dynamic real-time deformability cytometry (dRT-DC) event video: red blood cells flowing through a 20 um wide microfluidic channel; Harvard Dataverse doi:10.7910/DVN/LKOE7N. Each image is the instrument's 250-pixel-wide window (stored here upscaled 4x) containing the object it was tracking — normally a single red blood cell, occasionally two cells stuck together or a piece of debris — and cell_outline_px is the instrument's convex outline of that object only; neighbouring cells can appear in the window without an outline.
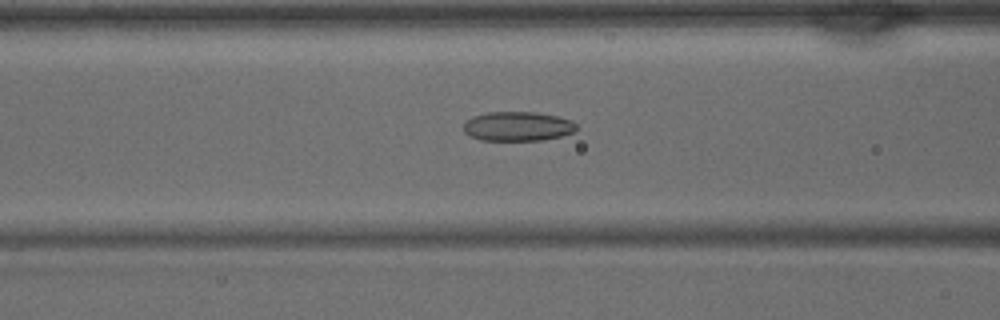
{"species": "common noctule bat (a hibernating species)", "species_latin": "Nyctalus noctula", "temperature_condition": "warm", "stored_images_in_passage": 40, "camera_frame_rate_fps": 3000, "um_per_image_px": 0.085, "animal": {"sex": "male", "body_mass_g": 15.6}, "frame": {"image": 1, "passage_image": 15, "time_ms": 4.667, "image_size_px": [1000, 320], "cell_outline_px": [[576, 132], [544, 140], [480, 140], [468, 136], [464, 132], [464, 124], [472, 116], [488, 112], [536, 112], [556, 116], [572, 120], [576, 124]], "centroid_in_image_um": [44.0, 10.74], "position_along_channel_um": 122.6, "area_um2": 19.42}}
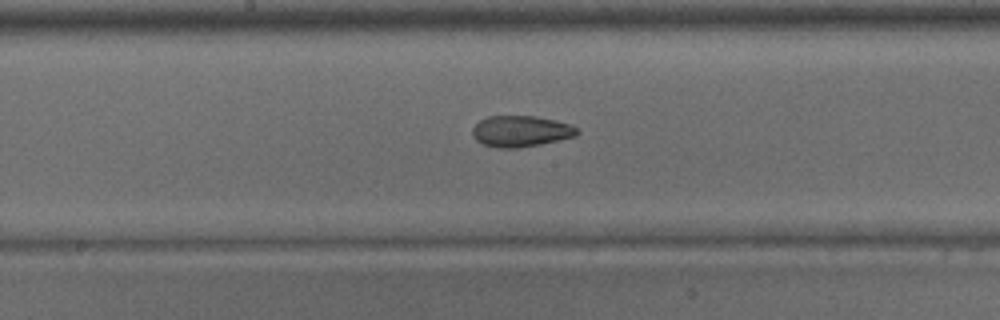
{"frame": {"image": 2, "passage_image": 20, "time_ms": 6.333, "image_size_px": [1000, 320], "cell_outline_px": [[580, 132], [576, 136], [540, 144], [516, 148], [496, 148], [484, 144], [476, 140], [472, 136], [472, 128], [480, 120], [488, 116], [536, 116], [556, 120], [568, 124], [576, 128]], "centroid_in_image_um": [44.25, 11.15], "position_along_channel_um": 204.0, "area_um2": 18.96}}
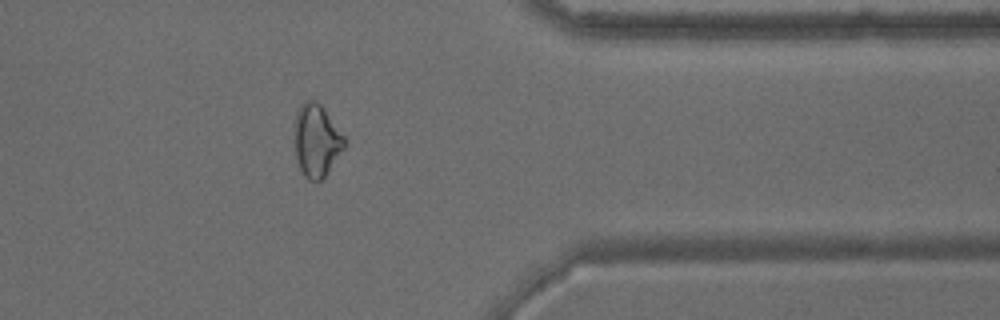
{"frame": {"image": 3, "passage_image": 32, "time_ms": 10.333, "image_size_px": [1000, 320], "cell_outline_px": [[344, 148], [324, 176], [320, 180], [308, 180], [304, 176], [296, 160], [292, 136], [296, 112], [304, 100], [316, 100], [324, 108], [344, 136]], "centroid_in_image_um": [26.84, 11.91], "position_along_channel_um": 384.6, "area_um2": 21.27}}